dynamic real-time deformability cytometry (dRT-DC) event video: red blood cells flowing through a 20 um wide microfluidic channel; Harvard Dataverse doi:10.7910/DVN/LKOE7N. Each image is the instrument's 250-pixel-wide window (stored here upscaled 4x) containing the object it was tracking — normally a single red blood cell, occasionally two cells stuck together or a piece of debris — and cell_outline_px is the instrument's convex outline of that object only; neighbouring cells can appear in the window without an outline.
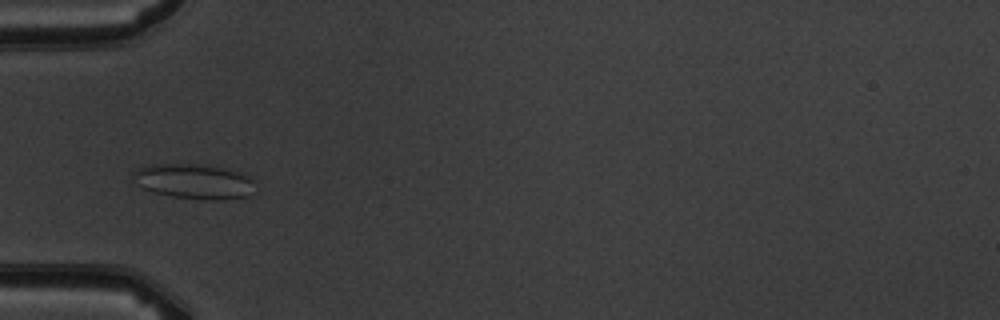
{"species": "common noctule bat (a hibernating species)", "species_latin": "Nyctalus noctula", "temperature_condition": "warm", "stored_images_in_passage": 7, "camera_frame_rate_fps": 3000, "um_per_image_px": 0.085, "animal": {"sex": "male", "body_mass_g": 19.5, "forearm_length_mm": 54.6}, "frame": {"image": 1, "passage_image": 5, "time_ms": 4.667, "image_size_px": [1000, 320], "cell_outline_px": [[256, 192], [252, 196], [220, 200], [200, 200], [172, 196], [156, 192], [144, 188], [136, 184], [132, 176], [132, 172], [144, 164], [196, 164], [228, 168], [252, 176], [256, 180]], "centroid_in_image_um": [16.59, 15.42], "position_along_channel_um": 68.4, "area_um2": 25.66}}
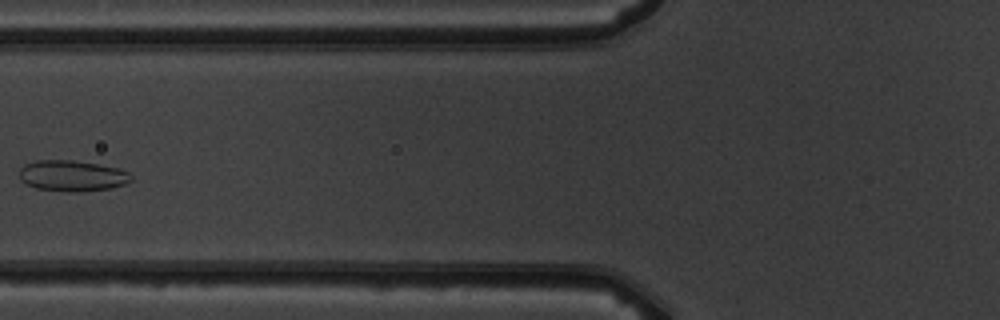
{"frame": {"image": 2, "passage_image": 6, "time_ms": 6.0, "image_size_px": [1000, 320], "cell_outline_px": [[132, 180], [124, 184], [112, 188], [84, 192], [68, 192], [36, 188], [20, 180], [20, 168], [24, 164], [36, 160], [72, 160], [96, 164], [116, 168], [128, 172], [132, 176]], "centroid_in_image_um": [6.12, 14.95], "position_along_channel_um": 119.7, "area_um2": 20.17}}
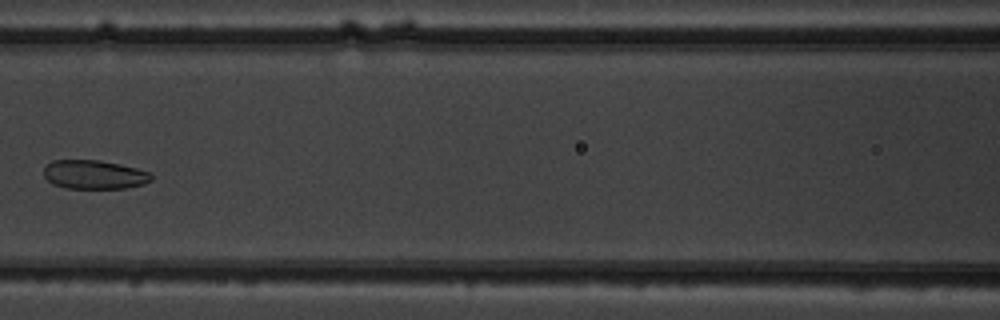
{"frame": {"image": 3, "passage_image": 7, "time_ms": 7.0, "image_size_px": [1000, 320], "cell_outline_px": [[152, 180], [144, 184], [124, 188], [64, 188], [52, 184], [44, 176], [44, 168], [52, 160], [100, 160], [120, 164], [152, 172]], "centroid_in_image_um": [8.02, 14.84], "position_along_channel_um": 158.6, "area_um2": 18.21}}